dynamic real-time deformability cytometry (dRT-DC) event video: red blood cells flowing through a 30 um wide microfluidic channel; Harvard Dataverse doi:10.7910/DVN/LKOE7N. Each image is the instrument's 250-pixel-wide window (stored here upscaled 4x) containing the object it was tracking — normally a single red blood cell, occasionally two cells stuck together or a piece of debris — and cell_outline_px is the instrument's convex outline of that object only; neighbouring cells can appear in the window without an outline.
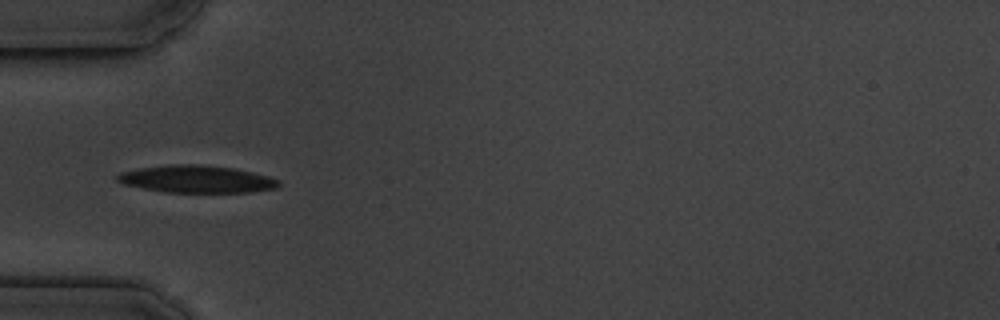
{"species": "common noctule bat (a hibernating species)", "species_latin": "Nyctalus noctula", "temperature_condition": "cold", "stored_images_in_passage": 15, "camera_frame_rate_fps": 3000, "um_per_image_px": 0.085, "animal": {"sex": "male", "body_mass_g": 19.5, "forearm_length_mm": 54.6}, "frame": {"image": 1, "passage_image": 4, "time_ms": 3.667, "image_size_px": [1000, 320], "cell_outline_px": [[280, 184], [276, 188], [248, 192], [164, 192], [124, 184], [116, 180], [116, 176], [120, 172], [140, 168], [168, 164], [200, 164], [232, 168], [252, 172], [268, 176], [280, 180]], "centroid_in_image_um": [16.7, 15.22], "position_along_channel_um": 68.3, "area_um2": 25.61}}
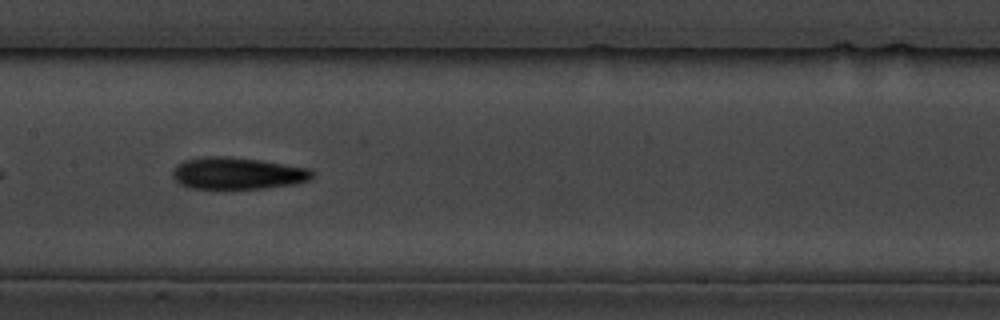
{"frame": {"image": 2, "passage_image": 7, "time_ms": 7.0, "image_size_px": [1000, 320], "cell_outline_px": [[316, 176], [312, 180], [264, 188], [188, 188], [180, 184], [172, 176], [172, 172], [176, 164], [184, 160], [208, 156], [228, 156], [260, 160], [312, 168]], "centroid_in_image_um": [20.21, 14.72], "position_along_channel_um": 187.2, "area_um2": 26.07}}
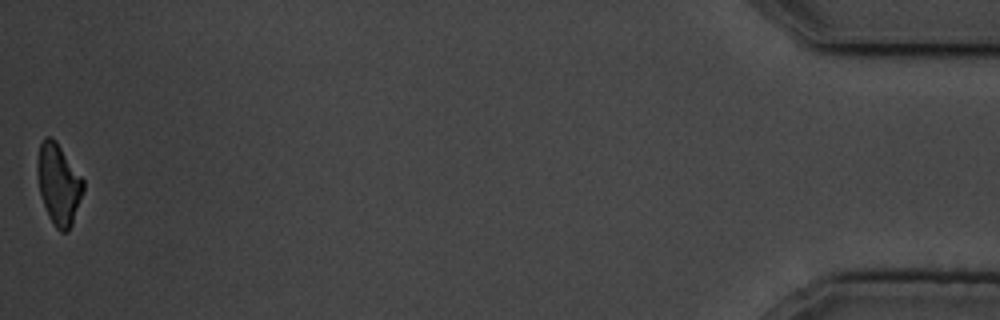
{"frame": {"image": 3, "passage_image": 15, "time_ms": 16.333, "image_size_px": [1000, 320], "cell_outline_px": [[84, 192], [72, 224], [68, 232], [60, 232], [56, 228], [48, 216], [40, 192], [36, 172], [36, 164], [40, 144], [44, 136], [52, 136], [56, 140], [84, 180]], "centroid_in_image_um": [4.98, 15.64], "position_along_channel_um": 430.2, "area_um2": 21.85}, "authors_computed_cell_mechanics": {"area_um2": 25.0274, "velocity_mm_per_s": 3.5916, "shape_relaxation_time_tau1_ms": 4.6472, "shape_relaxation_time_tau2_ms": null, "deformation_change_tau1": 0.1479, "deformation_change_tau2": null}}